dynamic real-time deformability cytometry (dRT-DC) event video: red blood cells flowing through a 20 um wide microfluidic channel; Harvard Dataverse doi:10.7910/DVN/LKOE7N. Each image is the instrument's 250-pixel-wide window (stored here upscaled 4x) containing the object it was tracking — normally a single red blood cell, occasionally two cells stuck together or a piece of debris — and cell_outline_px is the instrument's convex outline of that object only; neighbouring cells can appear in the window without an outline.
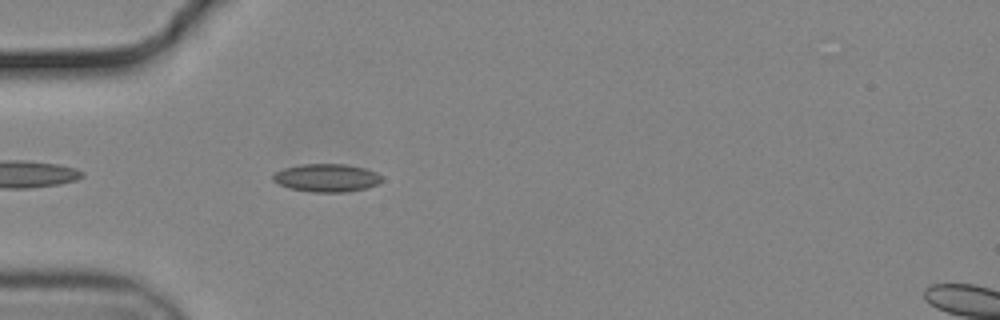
{"species": "common noctule bat (a hibernating species)", "species_latin": "Nyctalus noctula", "temperature_condition": "cold", "stored_images_in_passage": 7, "camera_frame_rate_fps": 3000, "um_per_image_px": 0.085, "animal": {"sex": "male", "body_mass_g": 19.2, "forearm_length_mm": 51.8}, "frame": {"image": 1, "passage_image": 3, "time_ms": 0.667, "image_size_px": [1000, 320], "cell_outline_px": [[384, 180], [376, 184], [364, 188], [344, 192], [312, 192], [292, 188], [280, 184], [272, 180], [272, 176], [276, 172], [284, 168], [300, 164], [344, 164], [364, 168], [376, 172]], "centroid_in_image_um": [27.76, 15.11], "position_along_channel_um": 57.2, "area_um2": 17.51}}